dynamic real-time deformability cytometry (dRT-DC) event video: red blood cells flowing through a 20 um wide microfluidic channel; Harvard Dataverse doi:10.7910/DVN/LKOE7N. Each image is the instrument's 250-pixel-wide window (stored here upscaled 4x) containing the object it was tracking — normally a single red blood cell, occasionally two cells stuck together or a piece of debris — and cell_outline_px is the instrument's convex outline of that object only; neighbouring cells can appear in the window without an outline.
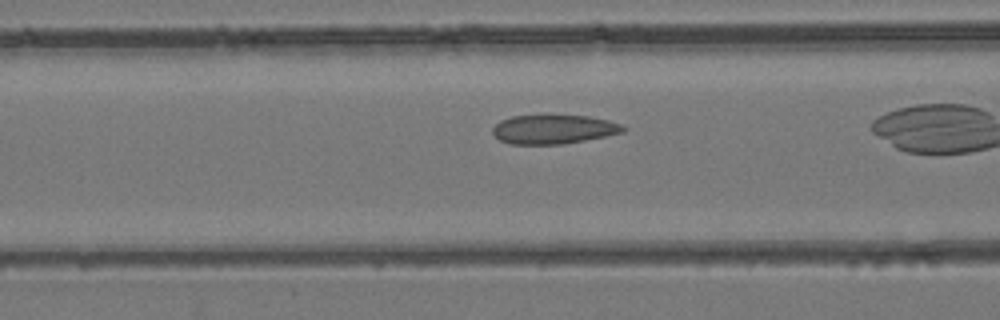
{"species": "common noctule bat (a hibernating species)", "species_latin": "Nyctalus noctula", "temperature_condition": "room temperature", "stored_images_in_passage": 20, "camera_frame_rate_fps": 3000, "um_per_image_px": 0.085, "animal": {"sex": "female", "body_mass_g": 24.6, "forearm_length_mm": 56.2}, "frame": {"image": 1, "passage_image": 4, "time_ms": 1.0, "image_size_px": [1000, 320], "cell_outline_px": [[628, 128], [624, 132], [564, 144], [508, 144], [500, 140], [492, 132], [492, 128], [500, 120], [512, 116], [588, 116], [608, 120], [620, 124]], "centroid_in_image_um": [47.05, 11.0], "position_along_channel_um": 119.6, "area_um2": 21.91}}
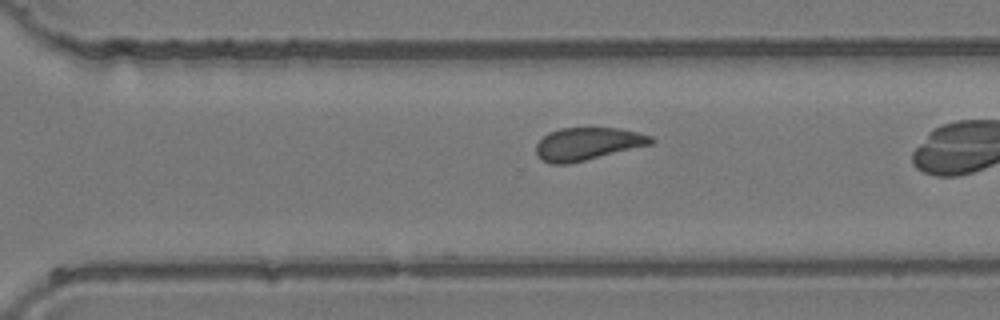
{"frame": {"image": 2, "passage_image": 17, "time_ms": 5.333, "image_size_px": [1000, 320], "cell_outline_px": [[656, 140], [652, 144], [568, 164], [552, 164], [540, 160], [536, 152], [536, 144], [548, 132], [560, 128], [620, 128], [652, 136]], "centroid_in_image_um": [49.93, 12.22], "position_along_channel_um": 320.7, "area_um2": 21.85}}